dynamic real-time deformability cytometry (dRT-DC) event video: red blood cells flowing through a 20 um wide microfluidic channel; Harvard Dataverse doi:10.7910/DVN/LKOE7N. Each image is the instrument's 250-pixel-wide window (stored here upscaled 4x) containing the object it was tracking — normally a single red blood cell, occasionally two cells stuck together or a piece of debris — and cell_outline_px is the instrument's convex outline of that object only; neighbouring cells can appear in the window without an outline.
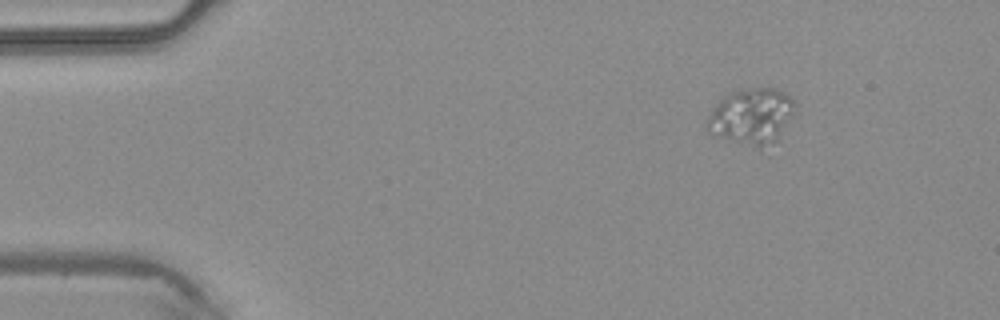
{"species": "common noctule bat (a hibernating species)", "species_latin": "Nyctalus noctula", "temperature_condition": "warm", "stored_images_in_passage": 3, "camera_frame_rate_fps": 3000, "um_per_image_px": 0.085, "animal": {"sex": "male", "body_mass_g": 20.4}, "frame": {"image": 1, "passage_image": 3, "time_ms": 0.667, "image_size_px": [1000, 320], "cell_outline_px": [[796, 104], [792, 112], [776, 140], [772, 144], [760, 148], [712, 136], [708, 132], [704, 124], [712, 108], [728, 92], [748, 88], [772, 88], [788, 96]], "centroid_in_image_um": [63.78, 9.89], "position_along_channel_um": 21.2, "area_um2": 28.32}}